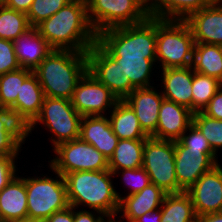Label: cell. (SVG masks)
Here are the masks:
<instances>
[{"label":"cell","mask_w":222,"mask_h":222,"mask_svg":"<svg viewBox=\"0 0 222 222\" xmlns=\"http://www.w3.org/2000/svg\"><path fill=\"white\" fill-rule=\"evenodd\" d=\"M97 43L119 63L124 82L135 88L153 86L150 77L157 66L156 18L148 16L137 24L102 31L97 35Z\"/></svg>","instance_id":"cell-1"},{"label":"cell","mask_w":222,"mask_h":222,"mask_svg":"<svg viewBox=\"0 0 222 222\" xmlns=\"http://www.w3.org/2000/svg\"><path fill=\"white\" fill-rule=\"evenodd\" d=\"M36 27L53 49L87 52L97 42L83 0H71Z\"/></svg>","instance_id":"cell-2"},{"label":"cell","mask_w":222,"mask_h":222,"mask_svg":"<svg viewBox=\"0 0 222 222\" xmlns=\"http://www.w3.org/2000/svg\"><path fill=\"white\" fill-rule=\"evenodd\" d=\"M113 174L110 170L76 171L64 176L67 187V198L72 207L89 208L116 220L121 194L113 185Z\"/></svg>","instance_id":"cell-3"},{"label":"cell","mask_w":222,"mask_h":222,"mask_svg":"<svg viewBox=\"0 0 222 222\" xmlns=\"http://www.w3.org/2000/svg\"><path fill=\"white\" fill-rule=\"evenodd\" d=\"M87 70L86 52L53 49L33 73L45 96L71 100L78 81Z\"/></svg>","instance_id":"cell-4"},{"label":"cell","mask_w":222,"mask_h":222,"mask_svg":"<svg viewBox=\"0 0 222 222\" xmlns=\"http://www.w3.org/2000/svg\"><path fill=\"white\" fill-rule=\"evenodd\" d=\"M195 40L184 20L156 18V63L159 68L190 67Z\"/></svg>","instance_id":"cell-5"},{"label":"cell","mask_w":222,"mask_h":222,"mask_svg":"<svg viewBox=\"0 0 222 222\" xmlns=\"http://www.w3.org/2000/svg\"><path fill=\"white\" fill-rule=\"evenodd\" d=\"M81 119L82 116L75 110L71 100L45 96L40 114L26 128V138L32 134V130L37 128L38 124H42L51 131L52 138L49 139L55 148L63 142L80 137Z\"/></svg>","instance_id":"cell-6"},{"label":"cell","mask_w":222,"mask_h":222,"mask_svg":"<svg viewBox=\"0 0 222 222\" xmlns=\"http://www.w3.org/2000/svg\"><path fill=\"white\" fill-rule=\"evenodd\" d=\"M56 177L33 176L25 178L28 198V219L46 220L69 205L65 178L52 170Z\"/></svg>","instance_id":"cell-7"},{"label":"cell","mask_w":222,"mask_h":222,"mask_svg":"<svg viewBox=\"0 0 222 222\" xmlns=\"http://www.w3.org/2000/svg\"><path fill=\"white\" fill-rule=\"evenodd\" d=\"M89 21L97 35L105 30L137 24L148 16L146 0H87Z\"/></svg>","instance_id":"cell-8"},{"label":"cell","mask_w":222,"mask_h":222,"mask_svg":"<svg viewBox=\"0 0 222 222\" xmlns=\"http://www.w3.org/2000/svg\"><path fill=\"white\" fill-rule=\"evenodd\" d=\"M53 151L56 156L48 161V167L63 177L76 171L109 170L108 159L80 137L57 145Z\"/></svg>","instance_id":"cell-9"},{"label":"cell","mask_w":222,"mask_h":222,"mask_svg":"<svg viewBox=\"0 0 222 222\" xmlns=\"http://www.w3.org/2000/svg\"><path fill=\"white\" fill-rule=\"evenodd\" d=\"M142 167L148 173L150 182L165 193H178L175 172V141L148 137L143 149Z\"/></svg>","instance_id":"cell-10"},{"label":"cell","mask_w":222,"mask_h":222,"mask_svg":"<svg viewBox=\"0 0 222 222\" xmlns=\"http://www.w3.org/2000/svg\"><path fill=\"white\" fill-rule=\"evenodd\" d=\"M119 99L88 70L78 81L71 103L81 116L107 115Z\"/></svg>","instance_id":"cell-11"},{"label":"cell","mask_w":222,"mask_h":222,"mask_svg":"<svg viewBox=\"0 0 222 222\" xmlns=\"http://www.w3.org/2000/svg\"><path fill=\"white\" fill-rule=\"evenodd\" d=\"M214 151H195L175 141V172L178 193L186 192L204 173L218 163Z\"/></svg>","instance_id":"cell-12"},{"label":"cell","mask_w":222,"mask_h":222,"mask_svg":"<svg viewBox=\"0 0 222 222\" xmlns=\"http://www.w3.org/2000/svg\"><path fill=\"white\" fill-rule=\"evenodd\" d=\"M88 71L104 84L119 100H124L135 87L124 82V72L97 42L86 52Z\"/></svg>","instance_id":"cell-13"},{"label":"cell","mask_w":222,"mask_h":222,"mask_svg":"<svg viewBox=\"0 0 222 222\" xmlns=\"http://www.w3.org/2000/svg\"><path fill=\"white\" fill-rule=\"evenodd\" d=\"M197 217L222 212V166L204 173L187 191Z\"/></svg>","instance_id":"cell-14"},{"label":"cell","mask_w":222,"mask_h":222,"mask_svg":"<svg viewBox=\"0 0 222 222\" xmlns=\"http://www.w3.org/2000/svg\"><path fill=\"white\" fill-rule=\"evenodd\" d=\"M184 21L195 43L222 46V1H213L209 6L190 14Z\"/></svg>","instance_id":"cell-15"},{"label":"cell","mask_w":222,"mask_h":222,"mask_svg":"<svg viewBox=\"0 0 222 222\" xmlns=\"http://www.w3.org/2000/svg\"><path fill=\"white\" fill-rule=\"evenodd\" d=\"M158 91L155 86L135 88L124 99L134 110L140 127L148 137L157 129L159 110L164 99L161 91Z\"/></svg>","instance_id":"cell-16"},{"label":"cell","mask_w":222,"mask_h":222,"mask_svg":"<svg viewBox=\"0 0 222 222\" xmlns=\"http://www.w3.org/2000/svg\"><path fill=\"white\" fill-rule=\"evenodd\" d=\"M193 112L173 101L163 99L158 124L152 138L177 141L192 124Z\"/></svg>","instance_id":"cell-17"},{"label":"cell","mask_w":222,"mask_h":222,"mask_svg":"<svg viewBox=\"0 0 222 222\" xmlns=\"http://www.w3.org/2000/svg\"><path fill=\"white\" fill-rule=\"evenodd\" d=\"M80 138L94 146L108 160L113 155L119 138L113 133L107 115L82 116Z\"/></svg>","instance_id":"cell-18"},{"label":"cell","mask_w":222,"mask_h":222,"mask_svg":"<svg viewBox=\"0 0 222 222\" xmlns=\"http://www.w3.org/2000/svg\"><path fill=\"white\" fill-rule=\"evenodd\" d=\"M194 70L190 67L167 68L161 70L159 81L164 99L173 101L192 111V80Z\"/></svg>","instance_id":"cell-19"},{"label":"cell","mask_w":222,"mask_h":222,"mask_svg":"<svg viewBox=\"0 0 222 222\" xmlns=\"http://www.w3.org/2000/svg\"><path fill=\"white\" fill-rule=\"evenodd\" d=\"M44 98V91L32 72L21 84L20 95L9 109L26 129L40 114Z\"/></svg>","instance_id":"cell-20"},{"label":"cell","mask_w":222,"mask_h":222,"mask_svg":"<svg viewBox=\"0 0 222 222\" xmlns=\"http://www.w3.org/2000/svg\"><path fill=\"white\" fill-rule=\"evenodd\" d=\"M166 194L161 188L150 183L138 193L121 197L117 216L119 215V218L125 219L126 222H134L145 213L161 208ZM114 222L118 221L115 220ZM119 222L123 221L120 220Z\"/></svg>","instance_id":"cell-21"},{"label":"cell","mask_w":222,"mask_h":222,"mask_svg":"<svg viewBox=\"0 0 222 222\" xmlns=\"http://www.w3.org/2000/svg\"><path fill=\"white\" fill-rule=\"evenodd\" d=\"M14 52L21 68L34 70L53 50L39 33L37 27L31 26L13 41Z\"/></svg>","instance_id":"cell-22"},{"label":"cell","mask_w":222,"mask_h":222,"mask_svg":"<svg viewBox=\"0 0 222 222\" xmlns=\"http://www.w3.org/2000/svg\"><path fill=\"white\" fill-rule=\"evenodd\" d=\"M27 218L25 177L16 175L0 193V222H20Z\"/></svg>","instance_id":"cell-23"},{"label":"cell","mask_w":222,"mask_h":222,"mask_svg":"<svg viewBox=\"0 0 222 222\" xmlns=\"http://www.w3.org/2000/svg\"><path fill=\"white\" fill-rule=\"evenodd\" d=\"M214 0H146L149 16L165 20H185Z\"/></svg>","instance_id":"cell-24"},{"label":"cell","mask_w":222,"mask_h":222,"mask_svg":"<svg viewBox=\"0 0 222 222\" xmlns=\"http://www.w3.org/2000/svg\"><path fill=\"white\" fill-rule=\"evenodd\" d=\"M110 113V114H109ZM108 113L113 133L119 139H147L134 110L125 100H118Z\"/></svg>","instance_id":"cell-25"},{"label":"cell","mask_w":222,"mask_h":222,"mask_svg":"<svg viewBox=\"0 0 222 222\" xmlns=\"http://www.w3.org/2000/svg\"><path fill=\"white\" fill-rule=\"evenodd\" d=\"M25 140L26 129L15 118L13 112L8 109L0 113V158L19 156Z\"/></svg>","instance_id":"cell-26"},{"label":"cell","mask_w":222,"mask_h":222,"mask_svg":"<svg viewBox=\"0 0 222 222\" xmlns=\"http://www.w3.org/2000/svg\"><path fill=\"white\" fill-rule=\"evenodd\" d=\"M146 139H119L113 155L108 160L110 171L136 169L143 165V149Z\"/></svg>","instance_id":"cell-27"},{"label":"cell","mask_w":222,"mask_h":222,"mask_svg":"<svg viewBox=\"0 0 222 222\" xmlns=\"http://www.w3.org/2000/svg\"><path fill=\"white\" fill-rule=\"evenodd\" d=\"M192 68L197 73L217 78L222 86V46L195 43Z\"/></svg>","instance_id":"cell-28"},{"label":"cell","mask_w":222,"mask_h":222,"mask_svg":"<svg viewBox=\"0 0 222 222\" xmlns=\"http://www.w3.org/2000/svg\"><path fill=\"white\" fill-rule=\"evenodd\" d=\"M160 210L161 222H197L192 199L187 192L166 194Z\"/></svg>","instance_id":"cell-29"},{"label":"cell","mask_w":222,"mask_h":222,"mask_svg":"<svg viewBox=\"0 0 222 222\" xmlns=\"http://www.w3.org/2000/svg\"><path fill=\"white\" fill-rule=\"evenodd\" d=\"M221 87L217 78L194 71L192 80V112H201Z\"/></svg>","instance_id":"cell-30"},{"label":"cell","mask_w":222,"mask_h":222,"mask_svg":"<svg viewBox=\"0 0 222 222\" xmlns=\"http://www.w3.org/2000/svg\"><path fill=\"white\" fill-rule=\"evenodd\" d=\"M31 26L25 13L0 5V38L8 41L16 40Z\"/></svg>","instance_id":"cell-31"},{"label":"cell","mask_w":222,"mask_h":222,"mask_svg":"<svg viewBox=\"0 0 222 222\" xmlns=\"http://www.w3.org/2000/svg\"><path fill=\"white\" fill-rule=\"evenodd\" d=\"M33 71L26 68L0 75V96L9 109L20 95L21 84Z\"/></svg>","instance_id":"cell-32"},{"label":"cell","mask_w":222,"mask_h":222,"mask_svg":"<svg viewBox=\"0 0 222 222\" xmlns=\"http://www.w3.org/2000/svg\"><path fill=\"white\" fill-rule=\"evenodd\" d=\"M192 123L206 137L212 150L217 154L222 148V120L205 115L202 111L193 113Z\"/></svg>","instance_id":"cell-33"},{"label":"cell","mask_w":222,"mask_h":222,"mask_svg":"<svg viewBox=\"0 0 222 222\" xmlns=\"http://www.w3.org/2000/svg\"><path fill=\"white\" fill-rule=\"evenodd\" d=\"M70 1L71 0H34L26 14L29 25L36 27L43 20L53 16Z\"/></svg>","instance_id":"cell-34"},{"label":"cell","mask_w":222,"mask_h":222,"mask_svg":"<svg viewBox=\"0 0 222 222\" xmlns=\"http://www.w3.org/2000/svg\"><path fill=\"white\" fill-rule=\"evenodd\" d=\"M111 172L113 176L122 173V177L120 178V180H123V182L126 184L125 187H127L128 185V193L125 194L127 196L140 192L151 183L150 177L143 167L136 169L117 170Z\"/></svg>","instance_id":"cell-35"},{"label":"cell","mask_w":222,"mask_h":222,"mask_svg":"<svg viewBox=\"0 0 222 222\" xmlns=\"http://www.w3.org/2000/svg\"><path fill=\"white\" fill-rule=\"evenodd\" d=\"M178 141L184 147L190 148V150L213 151L206 137L193 123L182 134Z\"/></svg>","instance_id":"cell-36"},{"label":"cell","mask_w":222,"mask_h":222,"mask_svg":"<svg viewBox=\"0 0 222 222\" xmlns=\"http://www.w3.org/2000/svg\"><path fill=\"white\" fill-rule=\"evenodd\" d=\"M20 68L21 66L14 52L13 42L0 38V75Z\"/></svg>","instance_id":"cell-37"},{"label":"cell","mask_w":222,"mask_h":222,"mask_svg":"<svg viewBox=\"0 0 222 222\" xmlns=\"http://www.w3.org/2000/svg\"><path fill=\"white\" fill-rule=\"evenodd\" d=\"M18 156H7L0 158V193L8 183L18 174H16V160Z\"/></svg>","instance_id":"cell-38"},{"label":"cell","mask_w":222,"mask_h":222,"mask_svg":"<svg viewBox=\"0 0 222 222\" xmlns=\"http://www.w3.org/2000/svg\"><path fill=\"white\" fill-rule=\"evenodd\" d=\"M74 222H113V221L110 220L108 216L104 215L99 211L96 212L95 210L94 212L90 210L87 211L84 208H82V210L81 209L78 210V208L74 207Z\"/></svg>","instance_id":"cell-39"},{"label":"cell","mask_w":222,"mask_h":222,"mask_svg":"<svg viewBox=\"0 0 222 222\" xmlns=\"http://www.w3.org/2000/svg\"><path fill=\"white\" fill-rule=\"evenodd\" d=\"M202 112L209 117L222 120V86Z\"/></svg>","instance_id":"cell-40"},{"label":"cell","mask_w":222,"mask_h":222,"mask_svg":"<svg viewBox=\"0 0 222 222\" xmlns=\"http://www.w3.org/2000/svg\"><path fill=\"white\" fill-rule=\"evenodd\" d=\"M45 222H74V207L68 206L64 210L55 212Z\"/></svg>","instance_id":"cell-41"},{"label":"cell","mask_w":222,"mask_h":222,"mask_svg":"<svg viewBox=\"0 0 222 222\" xmlns=\"http://www.w3.org/2000/svg\"><path fill=\"white\" fill-rule=\"evenodd\" d=\"M34 0H7L5 6L27 14Z\"/></svg>","instance_id":"cell-42"},{"label":"cell","mask_w":222,"mask_h":222,"mask_svg":"<svg viewBox=\"0 0 222 222\" xmlns=\"http://www.w3.org/2000/svg\"><path fill=\"white\" fill-rule=\"evenodd\" d=\"M134 222H161V210L158 208L156 210L147 212Z\"/></svg>","instance_id":"cell-43"},{"label":"cell","mask_w":222,"mask_h":222,"mask_svg":"<svg viewBox=\"0 0 222 222\" xmlns=\"http://www.w3.org/2000/svg\"><path fill=\"white\" fill-rule=\"evenodd\" d=\"M197 222H222V212L197 217Z\"/></svg>","instance_id":"cell-44"},{"label":"cell","mask_w":222,"mask_h":222,"mask_svg":"<svg viewBox=\"0 0 222 222\" xmlns=\"http://www.w3.org/2000/svg\"><path fill=\"white\" fill-rule=\"evenodd\" d=\"M8 108L6 107V105L3 103L2 98L0 96V113L7 111Z\"/></svg>","instance_id":"cell-45"},{"label":"cell","mask_w":222,"mask_h":222,"mask_svg":"<svg viewBox=\"0 0 222 222\" xmlns=\"http://www.w3.org/2000/svg\"><path fill=\"white\" fill-rule=\"evenodd\" d=\"M20 222H45V220H37V219H24Z\"/></svg>","instance_id":"cell-46"},{"label":"cell","mask_w":222,"mask_h":222,"mask_svg":"<svg viewBox=\"0 0 222 222\" xmlns=\"http://www.w3.org/2000/svg\"><path fill=\"white\" fill-rule=\"evenodd\" d=\"M7 0H0V5H4Z\"/></svg>","instance_id":"cell-47"}]
</instances>
